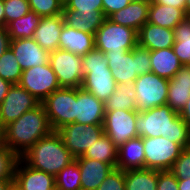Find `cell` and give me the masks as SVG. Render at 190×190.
Listing matches in <instances>:
<instances>
[{
	"label": "cell",
	"instance_id": "1",
	"mask_svg": "<svg viewBox=\"0 0 190 190\" xmlns=\"http://www.w3.org/2000/svg\"><path fill=\"white\" fill-rule=\"evenodd\" d=\"M138 137L163 136L180 144L184 149L190 147V129L179 113L167 104L138 112L135 123Z\"/></svg>",
	"mask_w": 190,
	"mask_h": 190
},
{
	"label": "cell",
	"instance_id": "2",
	"mask_svg": "<svg viewBox=\"0 0 190 190\" xmlns=\"http://www.w3.org/2000/svg\"><path fill=\"white\" fill-rule=\"evenodd\" d=\"M52 131L45 109L40 104L4 127L5 145L20 157Z\"/></svg>",
	"mask_w": 190,
	"mask_h": 190
},
{
	"label": "cell",
	"instance_id": "3",
	"mask_svg": "<svg viewBox=\"0 0 190 190\" xmlns=\"http://www.w3.org/2000/svg\"><path fill=\"white\" fill-rule=\"evenodd\" d=\"M20 158L29 166L54 177L75 160L57 131L40 138Z\"/></svg>",
	"mask_w": 190,
	"mask_h": 190
},
{
	"label": "cell",
	"instance_id": "4",
	"mask_svg": "<svg viewBox=\"0 0 190 190\" xmlns=\"http://www.w3.org/2000/svg\"><path fill=\"white\" fill-rule=\"evenodd\" d=\"M82 70L84 79L81 87L99 100L106 101L117 87L106 54L94 48L82 56Z\"/></svg>",
	"mask_w": 190,
	"mask_h": 190
},
{
	"label": "cell",
	"instance_id": "5",
	"mask_svg": "<svg viewBox=\"0 0 190 190\" xmlns=\"http://www.w3.org/2000/svg\"><path fill=\"white\" fill-rule=\"evenodd\" d=\"M105 54L117 84L134 83L138 76L151 72L150 50L138 44L131 51H108Z\"/></svg>",
	"mask_w": 190,
	"mask_h": 190
},
{
	"label": "cell",
	"instance_id": "6",
	"mask_svg": "<svg viewBox=\"0 0 190 190\" xmlns=\"http://www.w3.org/2000/svg\"><path fill=\"white\" fill-rule=\"evenodd\" d=\"M95 48L103 51L127 52L137 44V31L134 29L113 23L106 18L103 24L94 34Z\"/></svg>",
	"mask_w": 190,
	"mask_h": 190
},
{
	"label": "cell",
	"instance_id": "7",
	"mask_svg": "<svg viewBox=\"0 0 190 190\" xmlns=\"http://www.w3.org/2000/svg\"><path fill=\"white\" fill-rule=\"evenodd\" d=\"M53 131L75 122L76 88H60L42 103Z\"/></svg>",
	"mask_w": 190,
	"mask_h": 190
},
{
	"label": "cell",
	"instance_id": "8",
	"mask_svg": "<svg viewBox=\"0 0 190 190\" xmlns=\"http://www.w3.org/2000/svg\"><path fill=\"white\" fill-rule=\"evenodd\" d=\"M136 110L142 112L165 105L169 80L150 72L138 76L134 81Z\"/></svg>",
	"mask_w": 190,
	"mask_h": 190
},
{
	"label": "cell",
	"instance_id": "9",
	"mask_svg": "<svg viewBox=\"0 0 190 190\" xmlns=\"http://www.w3.org/2000/svg\"><path fill=\"white\" fill-rule=\"evenodd\" d=\"M144 168L170 170L184 148L163 136L143 138Z\"/></svg>",
	"mask_w": 190,
	"mask_h": 190
},
{
	"label": "cell",
	"instance_id": "10",
	"mask_svg": "<svg viewBox=\"0 0 190 190\" xmlns=\"http://www.w3.org/2000/svg\"><path fill=\"white\" fill-rule=\"evenodd\" d=\"M49 64L56 74L61 88H79L82 86L84 79L82 56L64 49H57L50 53Z\"/></svg>",
	"mask_w": 190,
	"mask_h": 190
},
{
	"label": "cell",
	"instance_id": "11",
	"mask_svg": "<svg viewBox=\"0 0 190 190\" xmlns=\"http://www.w3.org/2000/svg\"><path fill=\"white\" fill-rule=\"evenodd\" d=\"M63 139L65 147L75 157L82 156L104 133L103 124L69 123L57 130Z\"/></svg>",
	"mask_w": 190,
	"mask_h": 190
},
{
	"label": "cell",
	"instance_id": "12",
	"mask_svg": "<svg viewBox=\"0 0 190 190\" xmlns=\"http://www.w3.org/2000/svg\"><path fill=\"white\" fill-rule=\"evenodd\" d=\"M18 84L41 103L52 92L61 88L49 63L23 70Z\"/></svg>",
	"mask_w": 190,
	"mask_h": 190
},
{
	"label": "cell",
	"instance_id": "13",
	"mask_svg": "<svg viewBox=\"0 0 190 190\" xmlns=\"http://www.w3.org/2000/svg\"><path fill=\"white\" fill-rule=\"evenodd\" d=\"M137 114V110L105 111L104 133L118 148L128 140L138 137L135 127Z\"/></svg>",
	"mask_w": 190,
	"mask_h": 190
},
{
	"label": "cell",
	"instance_id": "14",
	"mask_svg": "<svg viewBox=\"0 0 190 190\" xmlns=\"http://www.w3.org/2000/svg\"><path fill=\"white\" fill-rule=\"evenodd\" d=\"M41 104L34 96L19 84H12L0 104V124L4 127L17 120L25 112Z\"/></svg>",
	"mask_w": 190,
	"mask_h": 190
},
{
	"label": "cell",
	"instance_id": "15",
	"mask_svg": "<svg viewBox=\"0 0 190 190\" xmlns=\"http://www.w3.org/2000/svg\"><path fill=\"white\" fill-rule=\"evenodd\" d=\"M104 102L82 87L76 88L75 122L92 125L103 124Z\"/></svg>",
	"mask_w": 190,
	"mask_h": 190
},
{
	"label": "cell",
	"instance_id": "16",
	"mask_svg": "<svg viewBox=\"0 0 190 190\" xmlns=\"http://www.w3.org/2000/svg\"><path fill=\"white\" fill-rule=\"evenodd\" d=\"M14 183L22 190H56L53 175L29 166L20 157L15 166Z\"/></svg>",
	"mask_w": 190,
	"mask_h": 190
},
{
	"label": "cell",
	"instance_id": "17",
	"mask_svg": "<svg viewBox=\"0 0 190 190\" xmlns=\"http://www.w3.org/2000/svg\"><path fill=\"white\" fill-rule=\"evenodd\" d=\"M10 49L22 70L49 63L50 53L43 49L33 38L11 40Z\"/></svg>",
	"mask_w": 190,
	"mask_h": 190
},
{
	"label": "cell",
	"instance_id": "18",
	"mask_svg": "<svg viewBox=\"0 0 190 190\" xmlns=\"http://www.w3.org/2000/svg\"><path fill=\"white\" fill-rule=\"evenodd\" d=\"M80 169L81 190H97L103 180L114 169L109 164L99 160L79 156L75 158Z\"/></svg>",
	"mask_w": 190,
	"mask_h": 190
},
{
	"label": "cell",
	"instance_id": "19",
	"mask_svg": "<svg viewBox=\"0 0 190 190\" xmlns=\"http://www.w3.org/2000/svg\"><path fill=\"white\" fill-rule=\"evenodd\" d=\"M64 25L62 14L42 17L33 34V39L49 53L59 49L60 33Z\"/></svg>",
	"mask_w": 190,
	"mask_h": 190
},
{
	"label": "cell",
	"instance_id": "20",
	"mask_svg": "<svg viewBox=\"0 0 190 190\" xmlns=\"http://www.w3.org/2000/svg\"><path fill=\"white\" fill-rule=\"evenodd\" d=\"M138 45L150 51L173 47L174 30L146 22L137 32Z\"/></svg>",
	"mask_w": 190,
	"mask_h": 190
},
{
	"label": "cell",
	"instance_id": "21",
	"mask_svg": "<svg viewBox=\"0 0 190 190\" xmlns=\"http://www.w3.org/2000/svg\"><path fill=\"white\" fill-rule=\"evenodd\" d=\"M150 0L131 1L123 9L111 14L108 19L113 23L130 27L135 31L148 22Z\"/></svg>",
	"mask_w": 190,
	"mask_h": 190
},
{
	"label": "cell",
	"instance_id": "22",
	"mask_svg": "<svg viewBox=\"0 0 190 190\" xmlns=\"http://www.w3.org/2000/svg\"><path fill=\"white\" fill-rule=\"evenodd\" d=\"M190 98V66H183L169 79L167 105L180 113Z\"/></svg>",
	"mask_w": 190,
	"mask_h": 190
},
{
	"label": "cell",
	"instance_id": "23",
	"mask_svg": "<svg viewBox=\"0 0 190 190\" xmlns=\"http://www.w3.org/2000/svg\"><path fill=\"white\" fill-rule=\"evenodd\" d=\"M95 48L94 35L74 29L64 23L60 33L59 49L84 56Z\"/></svg>",
	"mask_w": 190,
	"mask_h": 190
},
{
	"label": "cell",
	"instance_id": "24",
	"mask_svg": "<svg viewBox=\"0 0 190 190\" xmlns=\"http://www.w3.org/2000/svg\"><path fill=\"white\" fill-rule=\"evenodd\" d=\"M64 23L74 29L95 34L106 19L103 11H80L63 8Z\"/></svg>",
	"mask_w": 190,
	"mask_h": 190
},
{
	"label": "cell",
	"instance_id": "25",
	"mask_svg": "<svg viewBox=\"0 0 190 190\" xmlns=\"http://www.w3.org/2000/svg\"><path fill=\"white\" fill-rule=\"evenodd\" d=\"M144 161L145 155L142 137L130 139L118 148L116 168L123 171L130 169H144Z\"/></svg>",
	"mask_w": 190,
	"mask_h": 190
},
{
	"label": "cell",
	"instance_id": "26",
	"mask_svg": "<svg viewBox=\"0 0 190 190\" xmlns=\"http://www.w3.org/2000/svg\"><path fill=\"white\" fill-rule=\"evenodd\" d=\"M150 59L151 72L167 80L183 67L172 47L150 51Z\"/></svg>",
	"mask_w": 190,
	"mask_h": 190
},
{
	"label": "cell",
	"instance_id": "27",
	"mask_svg": "<svg viewBox=\"0 0 190 190\" xmlns=\"http://www.w3.org/2000/svg\"><path fill=\"white\" fill-rule=\"evenodd\" d=\"M188 15L183 9L165 6L150 0L148 22L163 28H174Z\"/></svg>",
	"mask_w": 190,
	"mask_h": 190
},
{
	"label": "cell",
	"instance_id": "28",
	"mask_svg": "<svg viewBox=\"0 0 190 190\" xmlns=\"http://www.w3.org/2000/svg\"><path fill=\"white\" fill-rule=\"evenodd\" d=\"M136 91L133 83H119L109 98L104 101L105 111L136 110Z\"/></svg>",
	"mask_w": 190,
	"mask_h": 190
},
{
	"label": "cell",
	"instance_id": "29",
	"mask_svg": "<svg viewBox=\"0 0 190 190\" xmlns=\"http://www.w3.org/2000/svg\"><path fill=\"white\" fill-rule=\"evenodd\" d=\"M82 157L109 163L116 168L118 147L105 133H103L98 140L85 151Z\"/></svg>",
	"mask_w": 190,
	"mask_h": 190
},
{
	"label": "cell",
	"instance_id": "30",
	"mask_svg": "<svg viewBox=\"0 0 190 190\" xmlns=\"http://www.w3.org/2000/svg\"><path fill=\"white\" fill-rule=\"evenodd\" d=\"M158 170L130 169L125 171V190H157Z\"/></svg>",
	"mask_w": 190,
	"mask_h": 190
},
{
	"label": "cell",
	"instance_id": "31",
	"mask_svg": "<svg viewBox=\"0 0 190 190\" xmlns=\"http://www.w3.org/2000/svg\"><path fill=\"white\" fill-rule=\"evenodd\" d=\"M175 42L173 44L174 53L178 56L183 66H190V16L174 28Z\"/></svg>",
	"mask_w": 190,
	"mask_h": 190
},
{
	"label": "cell",
	"instance_id": "32",
	"mask_svg": "<svg viewBox=\"0 0 190 190\" xmlns=\"http://www.w3.org/2000/svg\"><path fill=\"white\" fill-rule=\"evenodd\" d=\"M41 16L33 11L10 22L6 28L11 40L33 38L34 31L40 23Z\"/></svg>",
	"mask_w": 190,
	"mask_h": 190
},
{
	"label": "cell",
	"instance_id": "33",
	"mask_svg": "<svg viewBox=\"0 0 190 190\" xmlns=\"http://www.w3.org/2000/svg\"><path fill=\"white\" fill-rule=\"evenodd\" d=\"M56 190H81L80 169L76 160L55 176Z\"/></svg>",
	"mask_w": 190,
	"mask_h": 190
},
{
	"label": "cell",
	"instance_id": "34",
	"mask_svg": "<svg viewBox=\"0 0 190 190\" xmlns=\"http://www.w3.org/2000/svg\"><path fill=\"white\" fill-rule=\"evenodd\" d=\"M21 69L13 51L9 48L0 57V77L11 84H18L21 79Z\"/></svg>",
	"mask_w": 190,
	"mask_h": 190
},
{
	"label": "cell",
	"instance_id": "35",
	"mask_svg": "<svg viewBox=\"0 0 190 190\" xmlns=\"http://www.w3.org/2000/svg\"><path fill=\"white\" fill-rule=\"evenodd\" d=\"M30 11L41 17H53L63 13L64 3L61 0H28Z\"/></svg>",
	"mask_w": 190,
	"mask_h": 190
},
{
	"label": "cell",
	"instance_id": "36",
	"mask_svg": "<svg viewBox=\"0 0 190 190\" xmlns=\"http://www.w3.org/2000/svg\"><path fill=\"white\" fill-rule=\"evenodd\" d=\"M30 11L28 0H4L5 27Z\"/></svg>",
	"mask_w": 190,
	"mask_h": 190
},
{
	"label": "cell",
	"instance_id": "37",
	"mask_svg": "<svg viewBox=\"0 0 190 190\" xmlns=\"http://www.w3.org/2000/svg\"><path fill=\"white\" fill-rule=\"evenodd\" d=\"M18 159L19 157L6 145L0 148V179H14Z\"/></svg>",
	"mask_w": 190,
	"mask_h": 190
},
{
	"label": "cell",
	"instance_id": "38",
	"mask_svg": "<svg viewBox=\"0 0 190 190\" xmlns=\"http://www.w3.org/2000/svg\"><path fill=\"white\" fill-rule=\"evenodd\" d=\"M170 171L177 179L190 178V147L181 152Z\"/></svg>",
	"mask_w": 190,
	"mask_h": 190
},
{
	"label": "cell",
	"instance_id": "39",
	"mask_svg": "<svg viewBox=\"0 0 190 190\" xmlns=\"http://www.w3.org/2000/svg\"><path fill=\"white\" fill-rule=\"evenodd\" d=\"M97 190H125V171L114 168Z\"/></svg>",
	"mask_w": 190,
	"mask_h": 190
},
{
	"label": "cell",
	"instance_id": "40",
	"mask_svg": "<svg viewBox=\"0 0 190 190\" xmlns=\"http://www.w3.org/2000/svg\"><path fill=\"white\" fill-rule=\"evenodd\" d=\"M64 7L67 10L103 11L102 0H67Z\"/></svg>",
	"mask_w": 190,
	"mask_h": 190
},
{
	"label": "cell",
	"instance_id": "41",
	"mask_svg": "<svg viewBox=\"0 0 190 190\" xmlns=\"http://www.w3.org/2000/svg\"><path fill=\"white\" fill-rule=\"evenodd\" d=\"M157 190H178V179L170 170H158Z\"/></svg>",
	"mask_w": 190,
	"mask_h": 190
},
{
	"label": "cell",
	"instance_id": "42",
	"mask_svg": "<svg viewBox=\"0 0 190 190\" xmlns=\"http://www.w3.org/2000/svg\"><path fill=\"white\" fill-rule=\"evenodd\" d=\"M132 0H102L103 13L106 18L126 7Z\"/></svg>",
	"mask_w": 190,
	"mask_h": 190
},
{
	"label": "cell",
	"instance_id": "43",
	"mask_svg": "<svg viewBox=\"0 0 190 190\" xmlns=\"http://www.w3.org/2000/svg\"><path fill=\"white\" fill-rule=\"evenodd\" d=\"M10 36L6 27H0V57L10 48Z\"/></svg>",
	"mask_w": 190,
	"mask_h": 190
},
{
	"label": "cell",
	"instance_id": "44",
	"mask_svg": "<svg viewBox=\"0 0 190 190\" xmlns=\"http://www.w3.org/2000/svg\"><path fill=\"white\" fill-rule=\"evenodd\" d=\"M151 1L165 6H173L175 8L183 9L185 11L186 0H151Z\"/></svg>",
	"mask_w": 190,
	"mask_h": 190
},
{
	"label": "cell",
	"instance_id": "45",
	"mask_svg": "<svg viewBox=\"0 0 190 190\" xmlns=\"http://www.w3.org/2000/svg\"><path fill=\"white\" fill-rule=\"evenodd\" d=\"M12 84L0 77V104L3 102Z\"/></svg>",
	"mask_w": 190,
	"mask_h": 190
},
{
	"label": "cell",
	"instance_id": "46",
	"mask_svg": "<svg viewBox=\"0 0 190 190\" xmlns=\"http://www.w3.org/2000/svg\"><path fill=\"white\" fill-rule=\"evenodd\" d=\"M179 115L190 129V98L187 100L186 106L180 111Z\"/></svg>",
	"mask_w": 190,
	"mask_h": 190
},
{
	"label": "cell",
	"instance_id": "47",
	"mask_svg": "<svg viewBox=\"0 0 190 190\" xmlns=\"http://www.w3.org/2000/svg\"><path fill=\"white\" fill-rule=\"evenodd\" d=\"M178 190H190V178L178 179Z\"/></svg>",
	"mask_w": 190,
	"mask_h": 190
},
{
	"label": "cell",
	"instance_id": "48",
	"mask_svg": "<svg viewBox=\"0 0 190 190\" xmlns=\"http://www.w3.org/2000/svg\"><path fill=\"white\" fill-rule=\"evenodd\" d=\"M14 179H0V190H9Z\"/></svg>",
	"mask_w": 190,
	"mask_h": 190
},
{
	"label": "cell",
	"instance_id": "49",
	"mask_svg": "<svg viewBox=\"0 0 190 190\" xmlns=\"http://www.w3.org/2000/svg\"><path fill=\"white\" fill-rule=\"evenodd\" d=\"M0 27H5L4 0H0Z\"/></svg>",
	"mask_w": 190,
	"mask_h": 190
},
{
	"label": "cell",
	"instance_id": "50",
	"mask_svg": "<svg viewBox=\"0 0 190 190\" xmlns=\"http://www.w3.org/2000/svg\"><path fill=\"white\" fill-rule=\"evenodd\" d=\"M5 146L4 126L0 124V148Z\"/></svg>",
	"mask_w": 190,
	"mask_h": 190
},
{
	"label": "cell",
	"instance_id": "51",
	"mask_svg": "<svg viewBox=\"0 0 190 190\" xmlns=\"http://www.w3.org/2000/svg\"><path fill=\"white\" fill-rule=\"evenodd\" d=\"M185 12L188 16H190V0H186L185 2Z\"/></svg>",
	"mask_w": 190,
	"mask_h": 190
},
{
	"label": "cell",
	"instance_id": "52",
	"mask_svg": "<svg viewBox=\"0 0 190 190\" xmlns=\"http://www.w3.org/2000/svg\"><path fill=\"white\" fill-rule=\"evenodd\" d=\"M9 190H22L21 188H19L14 182L11 185V187L9 188Z\"/></svg>",
	"mask_w": 190,
	"mask_h": 190
}]
</instances>
